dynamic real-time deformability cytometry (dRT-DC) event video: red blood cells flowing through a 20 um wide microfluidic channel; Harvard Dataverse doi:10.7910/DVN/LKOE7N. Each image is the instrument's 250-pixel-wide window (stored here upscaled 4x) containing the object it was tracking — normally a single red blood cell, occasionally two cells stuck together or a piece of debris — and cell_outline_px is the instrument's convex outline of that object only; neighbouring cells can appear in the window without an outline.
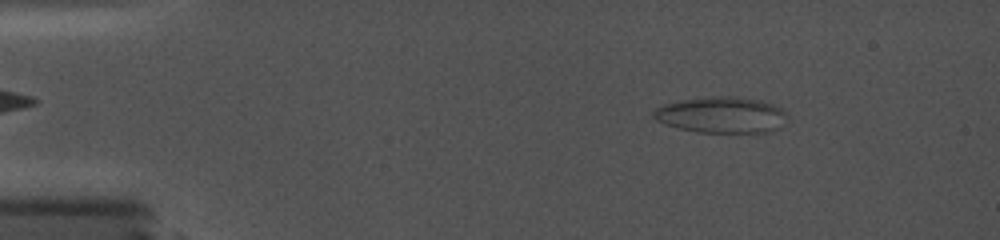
{"species": "common noctule bat (a hibernating species)", "species_latin": "Nyctalus noctula", "temperature_condition": "cold", "stored_images_in_passage": 27, "camera_frame_rate_fps": 5000, "um_per_image_px": 0.085, "animal": {"sex": "female", "body_mass_g": 19.0, "forearm_length_mm": 56.7}, "frame": {"image": 1, "passage_image": 5, "time_ms": 2.4, "image_size_px": [1000, 240], "cell_outline_px": [[788, 120], [780, 128], [764, 132], [696, 132], [664, 124], [656, 120], [652, 116], [652, 112], [656, 108], [664, 104], [684, 100], [712, 96], [728, 96], [760, 100], [772, 104], [780, 108], [788, 116]], "centroid_in_image_um": [61.33, 9.77], "position_along_channel_um": 23.7, "area_um2": 28.03}}
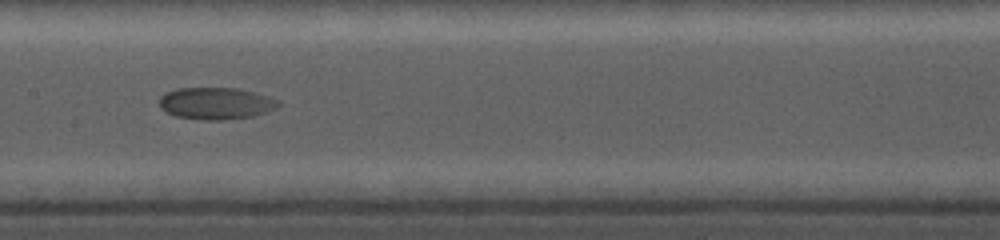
{"frame": {"image": 2, "passage_image": 15, "time_ms": 9.4, "image_size_px": [1000, 240], "cell_outline_px": [[280, 104], [276, 108], [252, 116], [220, 120], [200, 120], [176, 116], [160, 108], [160, 96], [164, 92], [176, 88], [240, 88], [268, 96], [280, 100]], "centroid_in_image_um": [18.34, 8.77], "position_along_channel_um": 189.1, "area_um2": 22.2}}
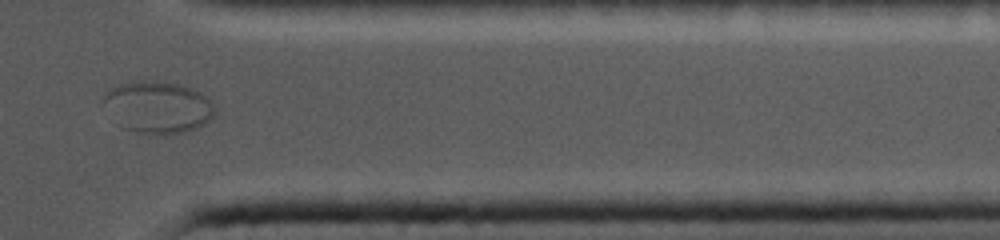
{"frame": {"image": 3, "passage_image": 24, "time_ms": 15.2, "image_size_px": [1000, 240], "cell_outline_px": [[216, 108], [212, 116], [204, 124], [196, 128], [184, 132], [160, 136], [120, 128], [104, 100], [104, 96], [108, 88], [120, 84], [136, 80], [144, 80], [176, 84], [200, 92], [212, 100]], "centroid_in_image_um": [13.44, 9.12], "position_along_channel_um": 398.0, "area_um2": 33.52}}